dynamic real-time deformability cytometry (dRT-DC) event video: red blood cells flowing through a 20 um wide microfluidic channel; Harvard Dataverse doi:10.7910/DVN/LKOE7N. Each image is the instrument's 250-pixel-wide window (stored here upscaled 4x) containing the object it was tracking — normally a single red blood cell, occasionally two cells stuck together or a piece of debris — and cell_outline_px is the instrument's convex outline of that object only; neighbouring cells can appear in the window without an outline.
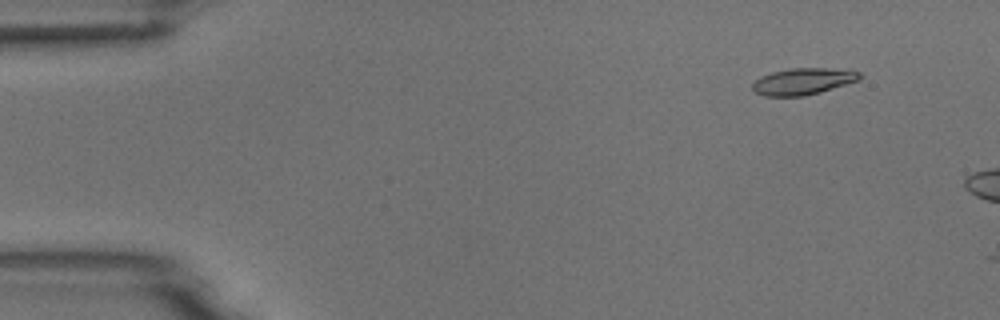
{"species": "common noctule bat (a hibernating species)", "species_latin": "Nyctalus noctula", "temperature_condition": "room temperature", "stored_images_in_passage": 6, "camera_frame_rate_fps": 3000, "um_per_image_px": 0.085, "animal": {"sex": "male", "body_mass_g": 18.8}, "frame": {"image": 1, "passage_image": 4, "time_ms": 1.0, "image_size_px": [1000, 320], "cell_outline_px": [[860, 80], [820, 92], [804, 96], [764, 96], [756, 92], [752, 88], [752, 84], [760, 76], [772, 72], [792, 68], [848, 68], [860, 72]], "centroid_in_image_um": [68.3, 6.9], "position_along_channel_um": 16.7, "area_um2": 16.76}}